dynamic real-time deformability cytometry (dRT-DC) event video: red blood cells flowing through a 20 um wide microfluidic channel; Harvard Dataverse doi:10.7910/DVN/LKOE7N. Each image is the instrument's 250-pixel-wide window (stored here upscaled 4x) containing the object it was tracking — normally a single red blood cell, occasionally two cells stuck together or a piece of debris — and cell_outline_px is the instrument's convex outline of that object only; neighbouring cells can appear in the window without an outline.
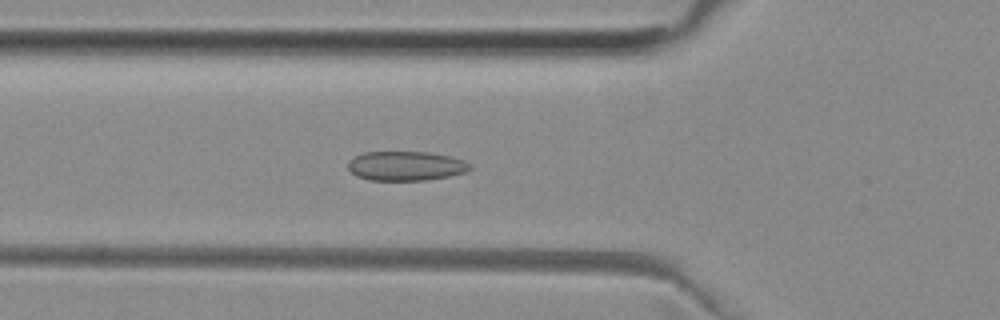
{"species": "common noctule bat (a hibernating species)", "species_latin": "Nyctalus noctula", "temperature_condition": "room temperature", "stored_images_in_passage": 38, "camera_frame_rate_fps": 3000, "um_per_image_px": 0.085, "animal": {"sex": "female", "body_mass_g": 29.2, "forearm_length_mm": 56.3}, "frame": {"image": 1, "passage_image": 6, "time_ms": 1.667, "image_size_px": [1000, 320], "cell_outline_px": [[472, 168], [464, 172], [448, 176], [424, 180], [368, 180], [356, 176], [348, 168], [348, 160], [352, 156], [364, 152], [428, 152], [452, 156], [464, 160], [472, 164]], "centroid_in_image_um": [34.48, 14.09], "position_along_channel_um": 91.3, "area_um2": 21.04}}
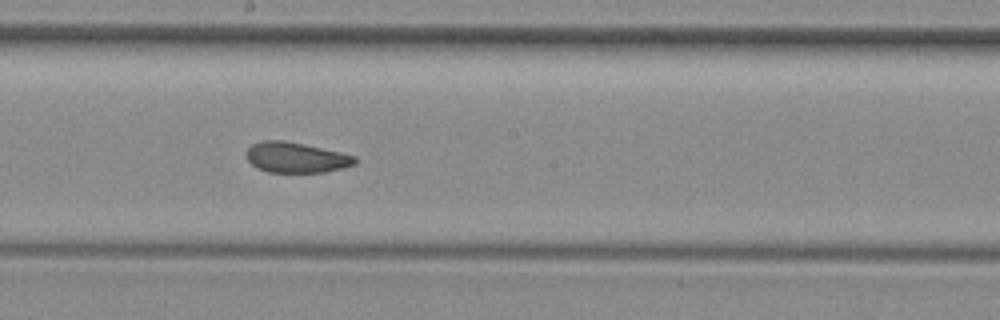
{"frame": {"image": 2, "passage_image": 16, "time_ms": 5.0, "image_size_px": [1000, 320], "cell_outline_px": [[356, 164], [324, 172], [268, 172], [256, 168], [248, 160], [248, 148], [252, 144], [264, 140], [284, 140], [304, 144], [340, 152], [356, 156]], "centroid_in_image_um": [25.16, 13.38], "position_along_channel_um": 223.0, "area_um2": 19.07}}
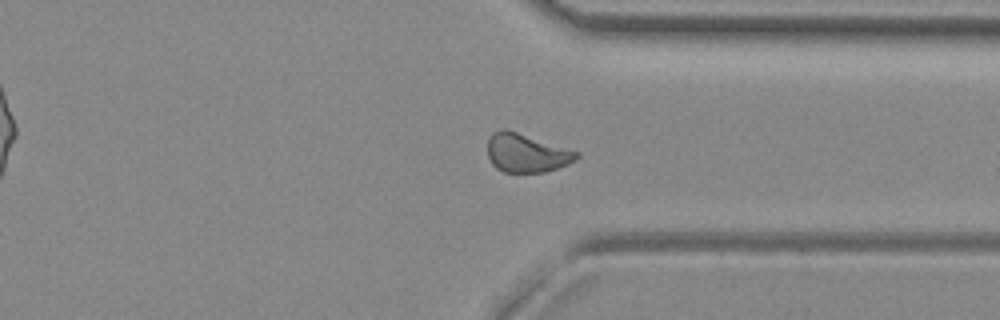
{"frame": {"image": 3, "passage_image": 27, "time_ms": 8.667, "image_size_px": [1000, 320], "cell_outline_px": [[580, 156], [576, 160], [568, 164], [544, 172], [504, 172], [496, 168], [492, 164], [488, 156], [488, 140], [492, 132], [500, 128], [508, 128], [580, 152]], "centroid_in_image_um": [44.75, 12.97], "position_along_channel_um": 366.7, "area_um2": 20.35}, "authors_computed_cell_mechanics": {"area_um2": 19.941, "velocity_mm_per_s": 3.9409, "shape_relaxation_time_tau1_ms": null, "shape_relaxation_time_tau2_ms": 1.6171, "deformation_change_tau1": null, "deformation_change_tau2": 0.0569}}